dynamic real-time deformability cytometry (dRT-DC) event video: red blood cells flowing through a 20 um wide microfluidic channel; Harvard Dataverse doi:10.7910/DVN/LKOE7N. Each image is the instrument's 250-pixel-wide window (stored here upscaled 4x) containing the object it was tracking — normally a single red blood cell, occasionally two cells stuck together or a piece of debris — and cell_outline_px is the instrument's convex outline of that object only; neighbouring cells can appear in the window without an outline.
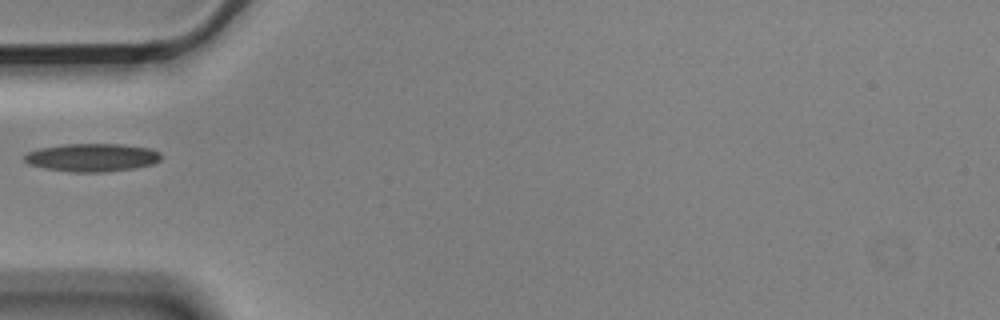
{"species": "Egyptian fruit bat (a non-hibernating species)", "species_latin": "Rousettus aegyptiacus", "temperature_condition": "cold", "stored_images_in_passage": 3, "camera_frame_rate_fps": 3000, "um_per_image_px": 0.085, "animal": {"sex": "male"}, "frame": {"image": 1, "passage_image": 1, "time_ms": 0.0, "image_size_px": [1000, 320], "cell_outline_px": [[160, 160], [152, 164], [136, 168], [104, 172], [72, 172], [44, 168], [28, 164], [24, 160], [24, 156], [28, 152], [40, 148], [64, 144], [120, 144], [148, 148], [160, 152]], "centroid_in_image_um": [7.81, 13.39], "position_along_channel_um": 77.2, "area_um2": 22.31}}
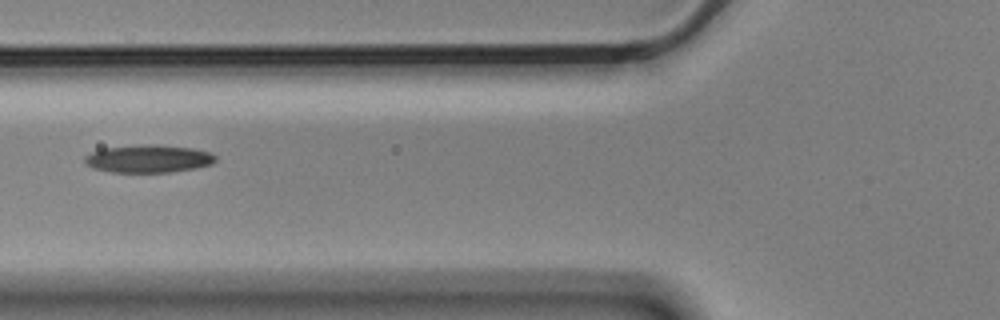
{"frame": {"image": 2, "passage_image": 2, "time_ms": 0.333, "image_size_px": [1000, 320], "cell_outline_px": [[216, 160], [212, 164], [196, 168], [172, 172], [112, 172], [92, 168], [84, 164], [84, 156], [100, 148], [192, 148], [208, 152], [216, 156]], "centroid_in_image_um": [12.58, 13.57], "position_along_channel_um": 113.2, "area_um2": 19.88}}
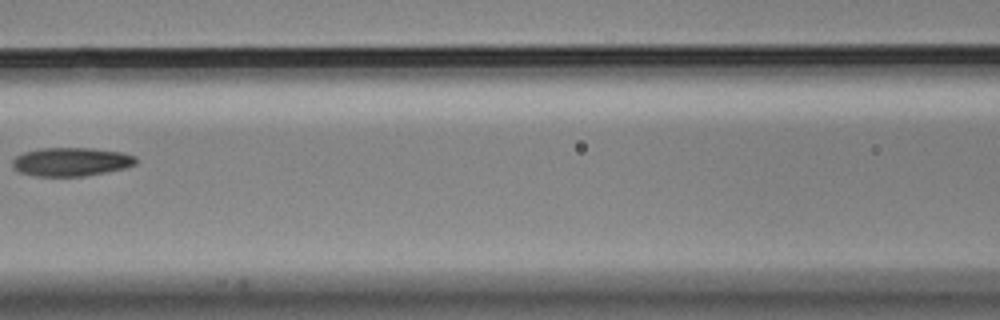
{"frame": {"image": 3, "passage_image": 3, "time_ms": 0.667, "image_size_px": [1000, 320], "cell_outline_px": [[136, 164], [124, 168], [84, 176], [36, 176], [20, 172], [12, 168], [12, 160], [16, 156], [24, 152], [40, 148], [92, 148], [120, 152], [136, 156]], "centroid_in_image_um": [6.02, 13.75], "position_along_channel_um": 160.6, "area_um2": 20.52}}